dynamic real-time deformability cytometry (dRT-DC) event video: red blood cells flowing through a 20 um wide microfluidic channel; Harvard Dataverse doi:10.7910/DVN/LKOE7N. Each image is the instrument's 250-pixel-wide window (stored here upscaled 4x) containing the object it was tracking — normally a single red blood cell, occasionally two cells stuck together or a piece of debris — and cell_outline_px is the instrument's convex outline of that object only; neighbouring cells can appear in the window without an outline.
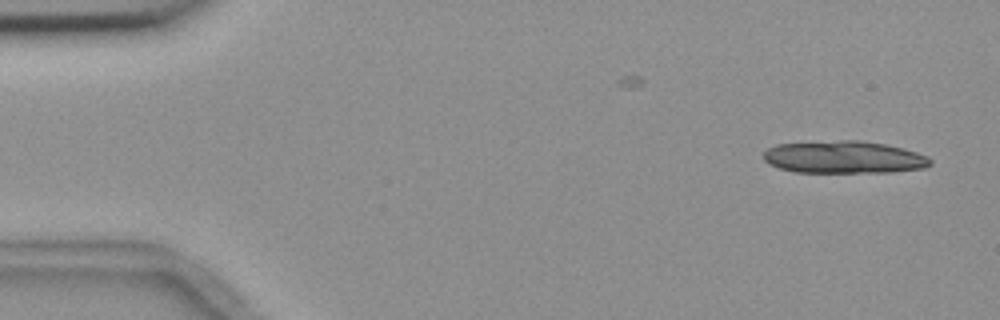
{"species": "common noctule bat (a hibernating species)", "species_latin": "Nyctalus noctula", "temperature_condition": "room temperature", "stored_images_in_passage": 2, "camera_frame_rate_fps": 3000, "um_per_image_px": 0.085, "animal": {"sex": "female", "body_mass_g": 18.4}, "frame": {"image": 1, "passage_image": 2, "time_ms": 1.333, "image_size_px": [1000, 320], "cell_outline_px": [[932, 164], [924, 168], [892, 172], [796, 172], [780, 168], [768, 164], [764, 160], [764, 152], [768, 148], [776, 144], [840, 140], [860, 140], [884, 144], [904, 148], [928, 156], [932, 160]], "centroid_in_image_um": [71.75, 13.36], "position_along_channel_um": 13.2, "area_um2": 31.62}}